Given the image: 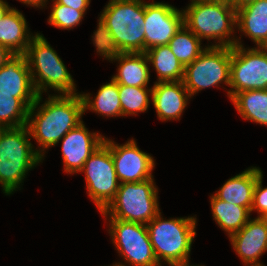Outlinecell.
Returning <instances> with one entry per match:
<instances>
[{"label": "cell", "instance_id": "f35d334b", "mask_svg": "<svg viewBox=\"0 0 267 266\" xmlns=\"http://www.w3.org/2000/svg\"><path fill=\"white\" fill-rule=\"evenodd\" d=\"M263 48L266 50L267 52V43L263 46Z\"/></svg>", "mask_w": 267, "mask_h": 266}, {"label": "cell", "instance_id": "3957f363", "mask_svg": "<svg viewBox=\"0 0 267 266\" xmlns=\"http://www.w3.org/2000/svg\"><path fill=\"white\" fill-rule=\"evenodd\" d=\"M28 135L26 125L0 131V183L7 195L16 191L28 170L43 159L41 149L33 150Z\"/></svg>", "mask_w": 267, "mask_h": 266}, {"label": "cell", "instance_id": "8992f818", "mask_svg": "<svg viewBox=\"0 0 267 266\" xmlns=\"http://www.w3.org/2000/svg\"><path fill=\"white\" fill-rule=\"evenodd\" d=\"M25 56L38 95H42L43 90L46 92L47 87L58 90L62 94H76L72 76L42 35L37 33L33 36Z\"/></svg>", "mask_w": 267, "mask_h": 266}, {"label": "cell", "instance_id": "1f68e13d", "mask_svg": "<svg viewBox=\"0 0 267 266\" xmlns=\"http://www.w3.org/2000/svg\"><path fill=\"white\" fill-rule=\"evenodd\" d=\"M14 54L5 46L0 44V67L3 66Z\"/></svg>", "mask_w": 267, "mask_h": 266}, {"label": "cell", "instance_id": "2e32d148", "mask_svg": "<svg viewBox=\"0 0 267 266\" xmlns=\"http://www.w3.org/2000/svg\"><path fill=\"white\" fill-rule=\"evenodd\" d=\"M230 239L245 265L264 266L257 261L258 257L267 251V218H250L242 229L230 236Z\"/></svg>", "mask_w": 267, "mask_h": 266}, {"label": "cell", "instance_id": "ffe728a7", "mask_svg": "<svg viewBox=\"0 0 267 266\" xmlns=\"http://www.w3.org/2000/svg\"><path fill=\"white\" fill-rule=\"evenodd\" d=\"M237 27L258 47L267 43V0H255L236 10Z\"/></svg>", "mask_w": 267, "mask_h": 266}, {"label": "cell", "instance_id": "277c9868", "mask_svg": "<svg viewBox=\"0 0 267 266\" xmlns=\"http://www.w3.org/2000/svg\"><path fill=\"white\" fill-rule=\"evenodd\" d=\"M183 13L184 25L200 40L202 38L220 40L219 44L212 46L236 45L235 38L230 40L231 33L234 32L232 28L237 24L236 9L231 3L218 0H192Z\"/></svg>", "mask_w": 267, "mask_h": 266}, {"label": "cell", "instance_id": "d6a6232c", "mask_svg": "<svg viewBox=\"0 0 267 266\" xmlns=\"http://www.w3.org/2000/svg\"><path fill=\"white\" fill-rule=\"evenodd\" d=\"M253 1L255 0H232L231 5L237 10L252 3Z\"/></svg>", "mask_w": 267, "mask_h": 266}, {"label": "cell", "instance_id": "5bb4252c", "mask_svg": "<svg viewBox=\"0 0 267 266\" xmlns=\"http://www.w3.org/2000/svg\"><path fill=\"white\" fill-rule=\"evenodd\" d=\"M105 137L98 133H89L80 123L62 139V155L66 173H77L89 157L103 144Z\"/></svg>", "mask_w": 267, "mask_h": 266}, {"label": "cell", "instance_id": "f546056e", "mask_svg": "<svg viewBox=\"0 0 267 266\" xmlns=\"http://www.w3.org/2000/svg\"><path fill=\"white\" fill-rule=\"evenodd\" d=\"M262 176V173L258 176L254 187L251 212L257 210L258 217L267 218V187L262 188Z\"/></svg>", "mask_w": 267, "mask_h": 266}, {"label": "cell", "instance_id": "4316f807", "mask_svg": "<svg viewBox=\"0 0 267 266\" xmlns=\"http://www.w3.org/2000/svg\"><path fill=\"white\" fill-rule=\"evenodd\" d=\"M29 108L16 93L0 92V126L14 128L27 125Z\"/></svg>", "mask_w": 267, "mask_h": 266}, {"label": "cell", "instance_id": "4dcf8cb0", "mask_svg": "<svg viewBox=\"0 0 267 266\" xmlns=\"http://www.w3.org/2000/svg\"><path fill=\"white\" fill-rule=\"evenodd\" d=\"M62 5L71 7L78 11H86L90 4V0H52Z\"/></svg>", "mask_w": 267, "mask_h": 266}, {"label": "cell", "instance_id": "9a60e30c", "mask_svg": "<svg viewBox=\"0 0 267 266\" xmlns=\"http://www.w3.org/2000/svg\"><path fill=\"white\" fill-rule=\"evenodd\" d=\"M0 92L16 93V98L28 108L36 101L38 94L32 82L25 54H14L0 67Z\"/></svg>", "mask_w": 267, "mask_h": 266}, {"label": "cell", "instance_id": "d590c367", "mask_svg": "<svg viewBox=\"0 0 267 266\" xmlns=\"http://www.w3.org/2000/svg\"><path fill=\"white\" fill-rule=\"evenodd\" d=\"M189 261H184V262H172V263H168V265L171 266H189L188 263Z\"/></svg>", "mask_w": 267, "mask_h": 266}, {"label": "cell", "instance_id": "e575fe53", "mask_svg": "<svg viewBox=\"0 0 267 266\" xmlns=\"http://www.w3.org/2000/svg\"><path fill=\"white\" fill-rule=\"evenodd\" d=\"M19 1H22L24 4H28L34 7H40L44 6L47 0H19Z\"/></svg>", "mask_w": 267, "mask_h": 266}, {"label": "cell", "instance_id": "8fae6325", "mask_svg": "<svg viewBox=\"0 0 267 266\" xmlns=\"http://www.w3.org/2000/svg\"><path fill=\"white\" fill-rule=\"evenodd\" d=\"M109 233L118 252L132 266H161L158 263L146 224L110 219Z\"/></svg>", "mask_w": 267, "mask_h": 266}, {"label": "cell", "instance_id": "7402d4cb", "mask_svg": "<svg viewBox=\"0 0 267 266\" xmlns=\"http://www.w3.org/2000/svg\"><path fill=\"white\" fill-rule=\"evenodd\" d=\"M211 207L214 220L220 228L228 232L229 237L249 221L251 211L248 208L227 203L215 195L211 196Z\"/></svg>", "mask_w": 267, "mask_h": 266}, {"label": "cell", "instance_id": "f1b7e54d", "mask_svg": "<svg viewBox=\"0 0 267 266\" xmlns=\"http://www.w3.org/2000/svg\"><path fill=\"white\" fill-rule=\"evenodd\" d=\"M52 6L48 23L61 29L68 30L78 25L85 14V11H78L55 1Z\"/></svg>", "mask_w": 267, "mask_h": 266}, {"label": "cell", "instance_id": "6da1fadb", "mask_svg": "<svg viewBox=\"0 0 267 266\" xmlns=\"http://www.w3.org/2000/svg\"><path fill=\"white\" fill-rule=\"evenodd\" d=\"M145 3L142 0H111L99 17L94 44L102 56L144 52Z\"/></svg>", "mask_w": 267, "mask_h": 266}, {"label": "cell", "instance_id": "d4e9b609", "mask_svg": "<svg viewBox=\"0 0 267 266\" xmlns=\"http://www.w3.org/2000/svg\"><path fill=\"white\" fill-rule=\"evenodd\" d=\"M84 110L91 109L104 116H122L118 84L111 79L100 87L94 101L88 94H81Z\"/></svg>", "mask_w": 267, "mask_h": 266}, {"label": "cell", "instance_id": "74e56055", "mask_svg": "<svg viewBox=\"0 0 267 266\" xmlns=\"http://www.w3.org/2000/svg\"><path fill=\"white\" fill-rule=\"evenodd\" d=\"M218 1H225V2H229V3L232 2V0H218Z\"/></svg>", "mask_w": 267, "mask_h": 266}, {"label": "cell", "instance_id": "4fadbf2b", "mask_svg": "<svg viewBox=\"0 0 267 266\" xmlns=\"http://www.w3.org/2000/svg\"><path fill=\"white\" fill-rule=\"evenodd\" d=\"M110 150L119 183L141 182L153 178L151 171L155 164L153 157L139 150L135 140L124 145L104 139L103 142Z\"/></svg>", "mask_w": 267, "mask_h": 266}, {"label": "cell", "instance_id": "e0dca14e", "mask_svg": "<svg viewBox=\"0 0 267 266\" xmlns=\"http://www.w3.org/2000/svg\"><path fill=\"white\" fill-rule=\"evenodd\" d=\"M159 119H179L187 105L189 92L183 81L156 82L151 93Z\"/></svg>", "mask_w": 267, "mask_h": 266}, {"label": "cell", "instance_id": "603a6c76", "mask_svg": "<svg viewBox=\"0 0 267 266\" xmlns=\"http://www.w3.org/2000/svg\"><path fill=\"white\" fill-rule=\"evenodd\" d=\"M231 101L246 120L267 125V90H247L236 93Z\"/></svg>", "mask_w": 267, "mask_h": 266}, {"label": "cell", "instance_id": "d6986e66", "mask_svg": "<svg viewBox=\"0 0 267 266\" xmlns=\"http://www.w3.org/2000/svg\"><path fill=\"white\" fill-rule=\"evenodd\" d=\"M261 173L259 168L251 167L228 179L214 195L227 203L246 207L251 211L254 187Z\"/></svg>", "mask_w": 267, "mask_h": 266}, {"label": "cell", "instance_id": "cb8c5ba5", "mask_svg": "<svg viewBox=\"0 0 267 266\" xmlns=\"http://www.w3.org/2000/svg\"><path fill=\"white\" fill-rule=\"evenodd\" d=\"M148 61L155 67L158 82L182 81L184 65L172 53L168 45L156 46L147 50Z\"/></svg>", "mask_w": 267, "mask_h": 266}, {"label": "cell", "instance_id": "7c38bea8", "mask_svg": "<svg viewBox=\"0 0 267 266\" xmlns=\"http://www.w3.org/2000/svg\"><path fill=\"white\" fill-rule=\"evenodd\" d=\"M144 52L156 47L168 45L184 24L183 11L166 3H145Z\"/></svg>", "mask_w": 267, "mask_h": 266}, {"label": "cell", "instance_id": "484cf974", "mask_svg": "<svg viewBox=\"0 0 267 266\" xmlns=\"http://www.w3.org/2000/svg\"><path fill=\"white\" fill-rule=\"evenodd\" d=\"M168 46L184 67L205 50L201 47V40L184 24L169 41Z\"/></svg>", "mask_w": 267, "mask_h": 266}, {"label": "cell", "instance_id": "ba28073f", "mask_svg": "<svg viewBox=\"0 0 267 266\" xmlns=\"http://www.w3.org/2000/svg\"><path fill=\"white\" fill-rule=\"evenodd\" d=\"M232 47L208 46L185 66L183 83L190 97L203 88L218 86L222 81L230 86Z\"/></svg>", "mask_w": 267, "mask_h": 266}, {"label": "cell", "instance_id": "30bf717a", "mask_svg": "<svg viewBox=\"0 0 267 266\" xmlns=\"http://www.w3.org/2000/svg\"><path fill=\"white\" fill-rule=\"evenodd\" d=\"M79 172L86 173L88 195L102 212L114 199L120 185L111 150L103 143Z\"/></svg>", "mask_w": 267, "mask_h": 266}, {"label": "cell", "instance_id": "ac0fdd59", "mask_svg": "<svg viewBox=\"0 0 267 266\" xmlns=\"http://www.w3.org/2000/svg\"><path fill=\"white\" fill-rule=\"evenodd\" d=\"M108 60L120 62L118 74L113 80L120 85L147 87L150 79L148 57L145 52L112 53L104 56Z\"/></svg>", "mask_w": 267, "mask_h": 266}, {"label": "cell", "instance_id": "8d00e7d4", "mask_svg": "<svg viewBox=\"0 0 267 266\" xmlns=\"http://www.w3.org/2000/svg\"><path fill=\"white\" fill-rule=\"evenodd\" d=\"M113 266H125V265L122 264V263H121V264H120V263H119V264L117 263V264H115V265L113 264Z\"/></svg>", "mask_w": 267, "mask_h": 266}, {"label": "cell", "instance_id": "9c48e42d", "mask_svg": "<svg viewBox=\"0 0 267 266\" xmlns=\"http://www.w3.org/2000/svg\"><path fill=\"white\" fill-rule=\"evenodd\" d=\"M230 99L247 90H267V52L263 47L248 49L236 42L230 66Z\"/></svg>", "mask_w": 267, "mask_h": 266}, {"label": "cell", "instance_id": "836d02e7", "mask_svg": "<svg viewBox=\"0 0 267 266\" xmlns=\"http://www.w3.org/2000/svg\"><path fill=\"white\" fill-rule=\"evenodd\" d=\"M10 9L11 7H9V5L6 2L0 0V20L4 18V16Z\"/></svg>", "mask_w": 267, "mask_h": 266}, {"label": "cell", "instance_id": "44dd1931", "mask_svg": "<svg viewBox=\"0 0 267 266\" xmlns=\"http://www.w3.org/2000/svg\"><path fill=\"white\" fill-rule=\"evenodd\" d=\"M26 19L18 10L11 8L0 20V44L13 54H25L30 44Z\"/></svg>", "mask_w": 267, "mask_h": 266}, {"label": "cell", "instance_id": "52a82bcc", "mask_svg": "<svg viewBox=\"0 0 267 266\" xmlns=\"http://www.w3.org/2000/svg\"><path fill=\"white\" fill-rule=\"evenodd\" d=\"M153 178L141 182L121 183L114 199L101 212L109 219L148 224L160 212L158 190Z\"/></svg>", "mask_w": 267, "mask_h": 266}, {"label": "cell", "instance_id": "7a4b0ae2", "mask_svg": "<svg viewBox=\"0 0 267 266\" xmlns=\"http://www.w3.org/2000/svg\"><path fill=\"white\" fill-rule=\"evenodd\" d=\"M42 95H38L29 108L27 127L42 148L55 146L70 130L76 128L84 114V103L81 94H63L49 96L39 110L34 112ZM36 113V114H34ZM35 118H32L34 115ZM31 119V120H30Z\"/></svg>", "mask_w": 267, "mask_h": 266}, {"label": "cell", "instance_id": "83f0119b", "mask_svg": "<svg viewBox=\"0 0 267 266\" xmlns=\"http://www.w3.org/2000/svg\"><path fill=\"white\" fill-rule=\"evenodd\" d=\"M122 116L134 115L137 112H145L149 106V94L151 89L146 87H130L118 84Z\"/></svg>", "mask_w": 267, "mask_h": 266}, {"label": "cell", "instance_id": "5b68a950", "mask_svg": "<svg viewBox=\"0 0 267 266\" xmlns=\"http://www.w3.org/2000/svg\"><path fill=\"white\" fill-rule=\"evenodd\" d=\"M150 242L159 264L189 261L191 245L196 236V218L164 220L159 212L146 224Z\"/></svg>", "mask_w": 267, "mask_h": 266}]
</instances>
